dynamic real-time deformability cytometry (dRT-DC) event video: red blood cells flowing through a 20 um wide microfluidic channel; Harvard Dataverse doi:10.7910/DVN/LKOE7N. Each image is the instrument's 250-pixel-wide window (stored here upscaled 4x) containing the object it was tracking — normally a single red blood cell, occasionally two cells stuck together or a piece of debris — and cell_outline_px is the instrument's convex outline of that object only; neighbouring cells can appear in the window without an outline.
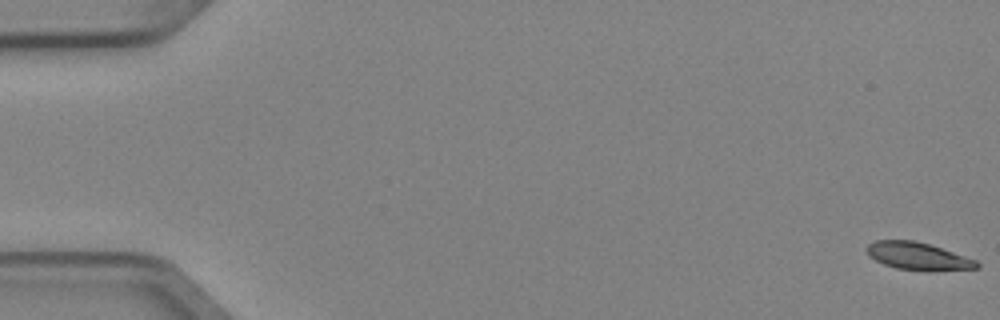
{"species": "Egyptian fruit bat (a non-hibernating species)", "species_latin": "Rousettus aegyptiacus", "temperature_condition": "cold", "stored_images_in_passage": 5, "camera_frame_rate_fps": 3000, "um_per_image_px": 0.085, "animal": {"sex": "female"}, "frame": {"image": 1, "passage_image": 1, "time_ms": 0.0, "image_size_px": [1000, 320], "cell_outline_px": [[980, 268], [896, 268], [884, 264], [868, 256], [868, 244], [876, 240], [912, 240], [928, 244], [976, 260], [980, 264]], "centroid_in_image_um": [77.95, 21.72], "position_along_channel_um": 7.1, "area_um2": 16.42}}